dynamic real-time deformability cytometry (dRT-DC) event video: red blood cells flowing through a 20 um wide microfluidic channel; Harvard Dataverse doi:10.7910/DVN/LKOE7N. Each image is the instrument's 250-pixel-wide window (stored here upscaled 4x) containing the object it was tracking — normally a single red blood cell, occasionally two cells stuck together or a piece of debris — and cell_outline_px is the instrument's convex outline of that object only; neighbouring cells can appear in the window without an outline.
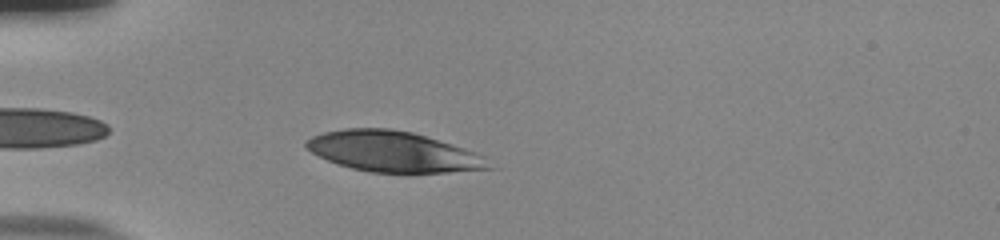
{"species": "human", "species_latin": "Homo sapiens", "temperature_condition": "room temperature", "stored_images_in_passage": 38, "camera_frame_rate_fps": 3000, "um_per_image_px": 0.085, "donor": {"sex": "male"}, "frame": {"image": 1, "passage_image": 3, "time_ms": 0.667, "image_size_px": [1000, 240], "cell_outline_px": [[492, 168], [448, 172], [372, 172], [352, 168], [328, 160], [312, 152], [304, 144], [312, 136], [324, 132], [344, 128], [392, 128], [412, 132], [484, 156]], "centroid_in_image_um": [33.36, 12.88], "position_along_channel_um": 51.6, "area_um2": 42.14}}
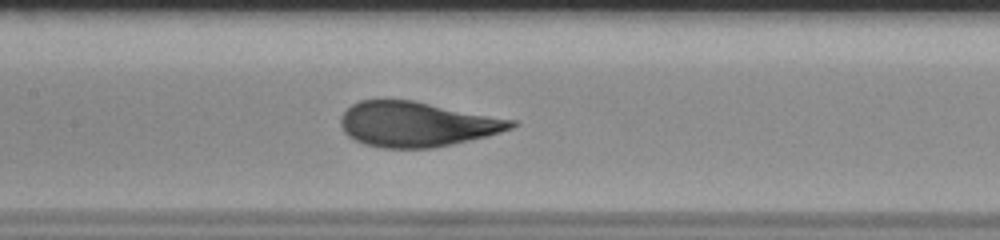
{"frame": {"image": 2, "passage_image": 14, "time_ms": 4.333, "image_size_px": [1000, 240], "cell_outline_px": [[520, 124], [512, 128], [500, 132], [452, 144], [432, 148], [380, 148], [364, 144], [348, 136], [344, 132], [340, 124], [340, 116], [352, 104], [360, 100], [412, 100], [516, 120]], "centroid_in_image_um": [35.41, 10.56], "position_along_channel_um": 172.0, "area_um2": 44.56}}
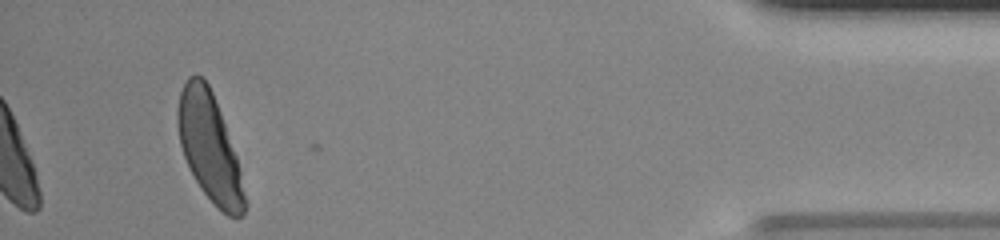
{"frame": {"image": 3, "passage_image": 38, "time_ms": 12.333, "image_size_px": [1000, 240], "cell_outline_px": [[248, 204], [244, 212], [240, 216], [228, 216], [200, 188], [184, 156], [180, 144], [176, 120], [176, 112], [180, 92], [188, 76], [200, 76], [208, 84], [212, 92], [220, 112], [236, 156]], "centroid_in_image_um": [17.79, 12.51], "position_along_channel_um": 417.4, "area_um2": 41.27}, "authors_computed_cell_mechanics": {"area_um2": 44.5638, "velocity_mm_per_s": 3.7976, "shape_relaxation_time_tau1_ms": 3.6768, "shape_relaxation_time_tau2_ms": null, "deformation_change_tau1": 0.1837, "deformation_change_tau2": null}}